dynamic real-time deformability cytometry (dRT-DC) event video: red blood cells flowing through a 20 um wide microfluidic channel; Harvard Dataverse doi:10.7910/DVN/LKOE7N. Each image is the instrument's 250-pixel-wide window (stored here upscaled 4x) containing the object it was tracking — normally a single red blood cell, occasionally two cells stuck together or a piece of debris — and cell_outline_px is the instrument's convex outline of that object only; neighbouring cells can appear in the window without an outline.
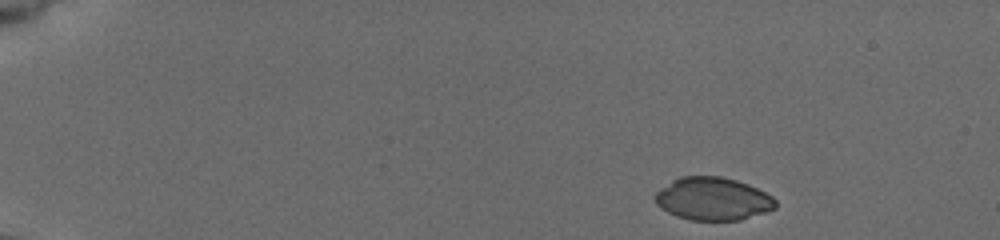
{"species": "common noctule bat (a hibernating species)", "species_latin": "Nyctalus noctula", "temperature_condition": "cold", "stored_images_in_passage": 38, "camera_frame_rate_fps": 3000, "um_per_image_px": 0.085, "animal": {"sex": "female", "body_mass_g": 19.5, "forearm_length_mm": 54.1}, "frame": {"image": 1, "passage_image": 1, "time_ms": 0.0, "image_size_px": [1000, 240], "cell_outline_px": [[776, 208], [740, 220], [688, 220], [676, 216], [660, 208], [656, 204], [656, 192], [660, 188], [672, 180], [680, 176], [720, 176], [736, 180], [748, 184], [772, 196], [776, 200]], "centroid_in_image_um": [60.57, 16.9], "position_along_channel_um": 24.4, "area_um2": 30.06}}
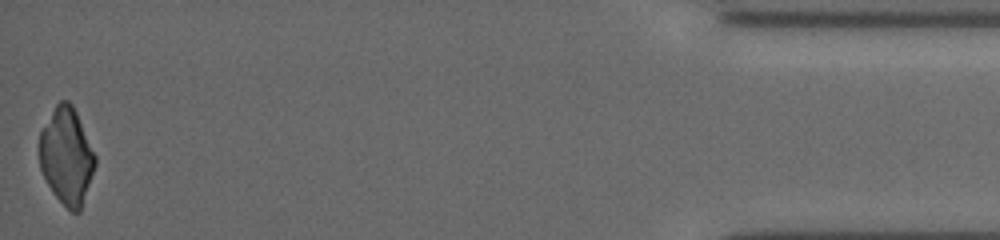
{"frame": {"image": 2, "passage_image": 38, "time_ms": 16.0, "image_size_px": [1000, 240], "cell_outline_px": [[96, 164], [80, 212], [72, 212], [52, 192], [40, 168], [40, 132], [56, 104], [60, 100], [68, 100], [72, 104], [76, 112], [96, 156]], "centroid_in_image_um": [5.67, 13.26], "position_along_channel_um": 429.5, "area_um2": 30.98}}